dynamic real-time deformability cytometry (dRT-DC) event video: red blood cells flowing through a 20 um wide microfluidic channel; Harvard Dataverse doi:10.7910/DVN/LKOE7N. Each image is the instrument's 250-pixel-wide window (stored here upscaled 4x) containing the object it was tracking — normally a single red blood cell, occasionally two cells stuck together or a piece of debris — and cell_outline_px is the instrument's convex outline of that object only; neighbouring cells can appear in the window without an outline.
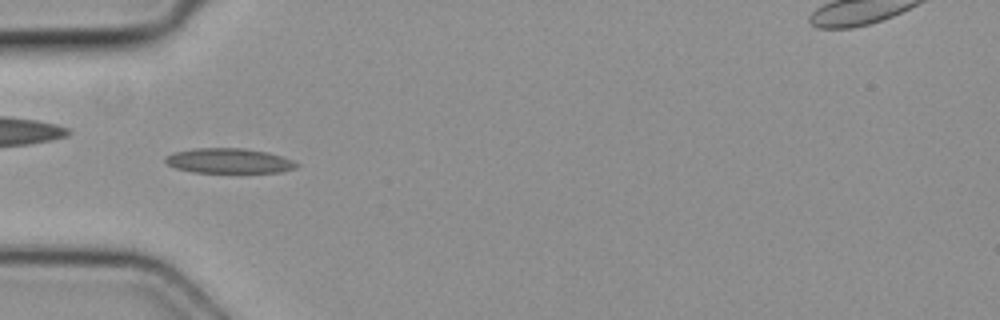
{"species": "common noctule bat (a hibernating species)", "species_latin": "Nyctalus noctula", "temperature_condition": "cold", "stored_images_in_passage": 4, "camera_frame_rate_fps": 3000, "um_per_image_px": 0.085, "animal": {"sex": "female", "body_mass_g": 19.3, "forearm_length_mm": 54.1}, "frame": {"image": 1, "passage_image": 3, "time_ms": 0.667, "image_size_px": [1000, 320], "cell_outline_px": [[300, 164], [296, 168], [280, 172], [192, 172], [176, 168], [168, 164], [164, 160], [164, 156], [172, 152], [196, 148], [244, 148], [268, 152], [292, 160]], "centroid_in_image_um": [19.44, 13.66], "position_along_channel_um": 65.6, "area_um2": 19.07}}
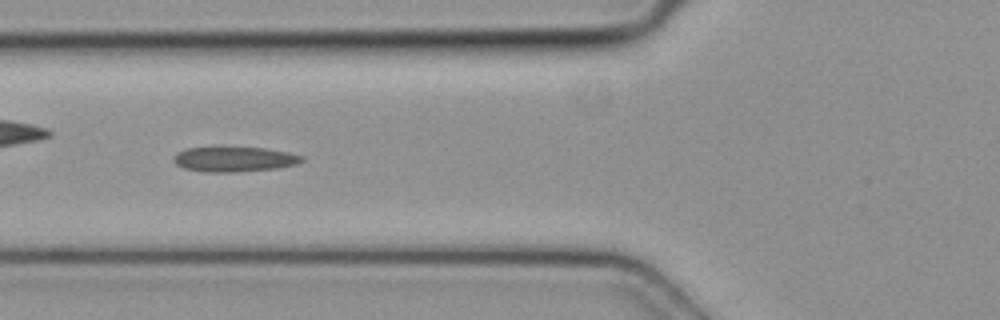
{"frame": {"image": 2, "passage_image": 4, "time_ms": 1.0, "image_size_px": [1000, 320], "cell_outline_px": [[304, 160], [296, 164], [280, 168], [236, 172], [204, 172], [184, 168], [176, 164], [172, 160], [172, 156], [176, 152], [184, 148], [220, 144], [224, 144], [264, 148], [288, 152], [304, 156]], "centroid_in_image_um": [19.84, 13.48], "position_along_channel_um": 106.0, "area_um2": 19.94}}